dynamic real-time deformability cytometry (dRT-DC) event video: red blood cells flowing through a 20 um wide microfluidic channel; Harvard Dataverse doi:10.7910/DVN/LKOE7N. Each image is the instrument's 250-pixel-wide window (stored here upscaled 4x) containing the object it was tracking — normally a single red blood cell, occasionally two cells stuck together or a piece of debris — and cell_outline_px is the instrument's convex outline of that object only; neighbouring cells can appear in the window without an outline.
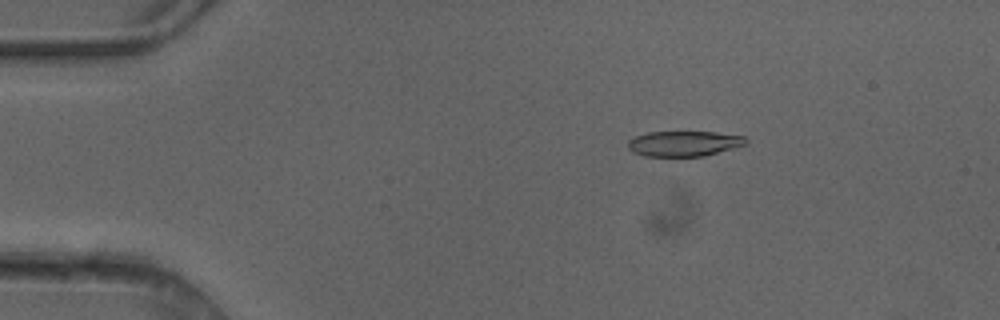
{"species": "common noctule bat (a hibernating species)", "species_latin": "Nyctalus noctula", "temperature_condition": "cold", "stored_images_in_passage": 5, "camera_frame_rate_fps": 3000, "um_per_image_px": 0.085, "animal": {"sex": "female"}, "frame": {"image": 1, "passage_image": 3, "time_ms": 0.667, "image_size_px": [1000, 320], "cell_outline_px": [[748, 140], [744, 144], [736, 148], [704, 156], [644, 156], [632, 152], [628, 148], [628, 140], [636, 136], [648, 132], [716, 132], [744, 136]], "centroid_in_image_um": [58.14, 12.2], "position_along_channel_um": 26.9, "area_um2": 17.46}}
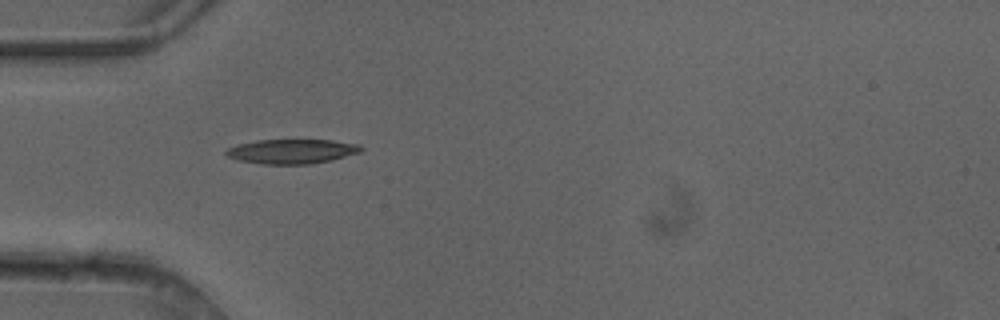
{"frame": {"image": 2, "passage_image": 4, "time_ms": 1.0, "image_size_px": [1000, 320], "cell_outline_px": [[364, 148], [360, 152], [332, 160], [312, 164], [260, 164], [240, 160], [228, 156], [224, 152], [228, 148], [236, 144], [256, 140], [332, 140], [360, 144]], "centroid_in_image_um": [24.82, 12.86], "position_along_channel_um": 60.2, "area_um2": 19.36}}
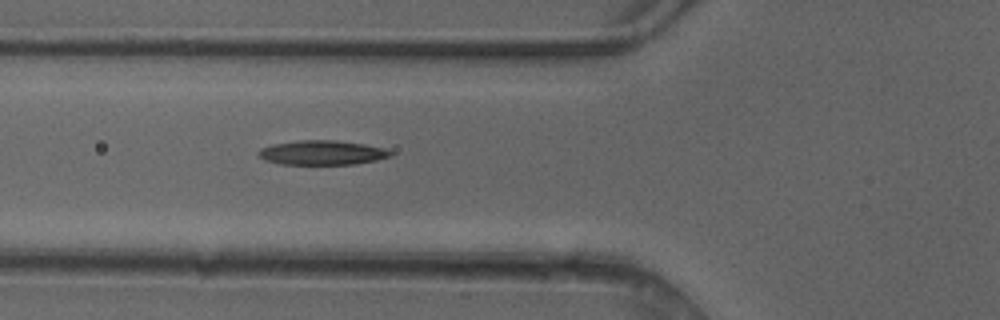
{"frame": {"image": 3, "passage_image": 5, "time_ms": 1.333, "image_size_px": [1000, 320], "cell_outline_px": [[392, 156], [376, 160], [356, 164], [280, 164], [264, 160], [256, 152], [260, 148], [272, 144], [300, 140], [336, 140], [364, 144], [384, 148], [392, 152]], "centroid_in_image_um": [27.36, 12.97], "position_along_channel_um": 98.4, "area_um2": 18.84}}